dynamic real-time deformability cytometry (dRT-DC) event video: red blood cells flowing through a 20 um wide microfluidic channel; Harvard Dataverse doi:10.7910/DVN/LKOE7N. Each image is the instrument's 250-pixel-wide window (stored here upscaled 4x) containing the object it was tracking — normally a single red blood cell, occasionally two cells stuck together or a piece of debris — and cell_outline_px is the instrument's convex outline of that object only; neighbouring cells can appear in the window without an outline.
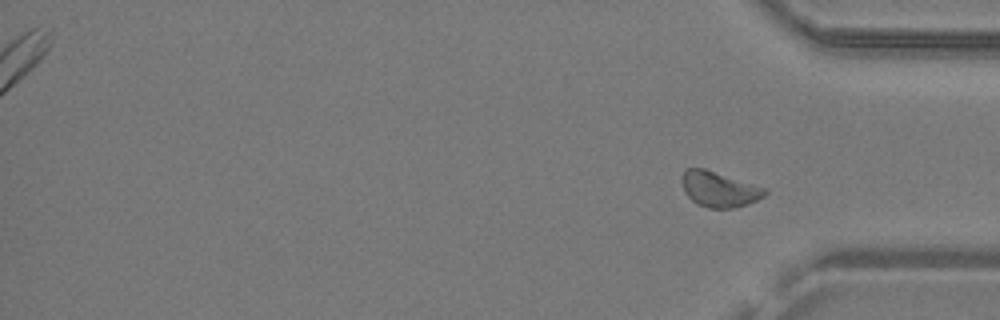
{"species": "common noctule bat (a hibernating species)", "species_latin": "Nyctalus noctula", "temperature_condition": "warm", "stored_images_in_passage": 23, "segment_of_instrument_passage": [2, 2], "camera_frame_rate_fps": 3000, "um_per_image_px": 0.085, "animal": {"sex": "male", "body_mass_g": 19.2, "forearm_length_mm": 51.8}, "frame": {"image": 1, "passage_image": 23, "time_ms": 7.333, "image_size_px": [1000, 320], "cell_outline_px": [[768, 192], [764, 196], [756, 200], [736, 208], [708, 208], [696, 204], [684, 192], [680, 180], [684, 168], [704, 168], [768, 188]], "centroid_in_image_um": [61.11, 16.07], "position_along_channel_um": 374.1, "area_um2": 17.4}}